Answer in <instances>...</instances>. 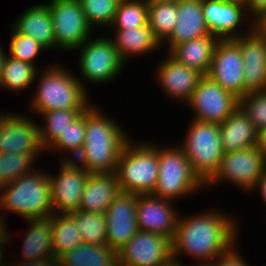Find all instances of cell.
Here are the masks:
<instances>
[{
	"instance_id": "obj_15",
	"label": "cell",
	"mask_w": 266,
	"mask_h": 266,
	"mask_svg": "<svg viewBox=\"0 0 266 266\" xmlns=\"http://www.w3.org/2000/svg\"><path fill=\"white\" fill-rule=\"evenodd\" d=\"M243 65L240 46L233 39L219 40L207 76L240 99L248 93L244 89Z\"/></svg>"
},
{
	"instance_id": "obj_41",
	"label": "cell",
	"mask_w": 266,
	"mask_h": 266,
	"mask_svg": "<svg viewBox=\"0 0 266 266\" xmlns=\"http://www.w3.org/2000/svg\"><path fill=\"white\" fill-rule=\"evenodd\" d=\"M250 21H253L266 10V0H244ZM253 17V18H252Z\"/></svg>"
},
{
	"instance_id": "obj_33",
	"label": "cell",
	"mask_w": 266,
	"mask_h": 266,
	"mask_svg": "<svg viewBox=\"0 0 266 266\" xmlns=\"http://www.w3.org/2000/svg\"><path fill=\"white\" fill-rule=\"evenodd\" d=\"M75 220L83 243L107 245L106 215L101 213L74 211L69 213Z\"/></svg>"
},
{
	"instance_id": "obj_45",
	"label": "cell",
	"mask_w": 266,
	"mask_h": 266,
	"mask_svg": "<svg viewBox=\"0 0 266 266\" xmlns=\"http://www.w3.org/2000/svg\"><path fill=\"white\" fill-rule=\"evenodd\" d=\"M254 190L260 192L259 194L266 205V167L252 192H254Z\"/></svg>"
},
{
	"instance_id": "obj_28",
	"label": "cell",
	"mask_w": 266,
	"mask_h": 266,
	"mask_svg": "<svg viewBox=\"0 0 266 266\" xmlns=\"http://www.w3.org/2000/svg\"><path fill=\"white\" fill-rule=\"evenodd\" d=\"M59 266H118L117 252L108 245L82 243L58 258Z\"/></svg>"
},
{
	"instance_id": "obj_22",
	"label": "cell",
	"mask_w": 266,
	"mask_h": 266,
	"mask_svg": "<svg viewBox=\"0 0 266 266\" xmlns=\"http://www.w3.org/2000/svg\"><path fill=\"white\" fill-rule=\"evenodd\" d=\"M119 193L115 172L90 173L85 182L79 210L105 214Z\"/></svg>"
},
{
	"instance_id": "obj_9",
	"label": "cell",
	"mask_w": 266,
	"mask_h": 266,
	"mask_svg": "<svg viewBox=\"0 0 266 266\" xmlns=\"http://www.w3.org/2000/svg\"><path fill=\"white\" fill-rule=\"evenodd\" d=\"M265 167L266 159L259 152L257 146L226 152L223 154L217 172L205 184V188L229 181L241 188L242 191L251 193Z\"/></svg>"
},
{
	"instance_id": "obj_1",
	"label": "cell",
	"mask_w": 266,
	"mask_h": 266,
	"mask_svg": "<svg viewBox=\"0 0 266 266\" xmlns=\"http://www.w3.org/2000/svg\"><path fill=\"white\" fill-rule=\"evenodd\" d=\"M232 217L215 209L180 215L171 241L173 260L178 262L185 253L201 263L212 262L226 253L239 239L237 219Z\"/></svg>"
},
{
	"instance_id": "obj_11",
	"label": "cell",
	"mask_w": 266,
	"mask_h": 266,
	"mask_svg": "<svg viewBox=\"0 0 266 266\" xmlns=\"http://www.w3.org/2000/svg\"><path fill=\"white\" fill-rule=\"evenodd\" d=\"M0 113V153L37 155L46 151L39 124L21 113ZM20 114V115H19Z\"/></svg>"
},
{
	"instance_id": "obj_7",
	"label": "cell",
	"mask_w": 266,
	"mask_h": 266,
	"mask_svg": "<svg viewBox=\"0 0 266 266\" xmlns=\"http://www.w3.org/2000/svg\"><path fill=\"white\" fill-rule=\"evenodd\" d=\"M191 122L179 146L185 152L192 171L206 184L217 172L225 153L221 144L220 126L194 119Z\"/></svg>"
},
{
	"instance_id": "obj_18",
	"label": "cell",
	"mask_w": 266,
	"mask_h": 266,
	"mask_svg": "<svg viewBox=\"0 0 266 266\" xmlns=\"http://www.w3.org/2000/svg\"><path fill=\"white\" fill-rule=\"evenodd\" d=\"M171 202L173 201L152 194H138L136 202L138 230L160 234L172 241L180 215Z\"/></svg>"
},
{
	"instance_id": "obj_25",
	"label": "cell",
	"mask_w": 266,
	"mask_h": 266,
	"mask_svg": "<svg viewBox=\"0 0 266 266\" xmlns=\"http://www.w3.org/2000/svg\"><path fill=\"white\" fill-rule=\"evenodd\" d=\"M219 126L225 153L257 146L258 131L239 106Z\"/></svg>"
},
{
	"instance_id": "obj_37",
	"label": "cell",
	"mask_w": 266,
	"mask_h": 266,
	"mask_svg": "<svg viewBox=\"0 0 266 266\" xmlns=\"http://www.w3.org/2000/svg\"><path fill=\"white\" fill-rule=\"evenodd\" d=\"M121 0H79L87 24L93 29L109 27Z\"/></svg>"
},
{
	"instance_id": "obj_6",
	"label": "cell",
	"mask_w": 266,
	"mask_h": 266,
	"mask_svg": "<svg viewBox=\"0 0 266 266\" xmlns=\"http://www.w3.org/2000/svg\"><path fill=\"white\" fill-rule=\"evenodd\" d=\"M178 146V147H177ZM158 146V181L152 195L175 201L191 196L205 184L192 171L185 152L179 146Z\"/></svg>"
},
{
	"instance_id": "obj_50",
	"label": "cell",
	"mask_w": 266,
	"mask_h": 266,
	"mask_svg": "<svg viewBox=\"0 0 266 266\" xmlns=\"http://www.w3.org/2000/svg\"><path fill=\"white\" fill-rule=\"evenodd\" d=\"M156 1L179 3L181 0H156Z\"/></svg>"
},
{
	"instance_id": "obj_24",
	"label": "cell",
	"mask_w": 266,
	"mask_h": 266,
	"mask_svg": "<svg viewBox=\"0 0 266 266\" xmlns=\"http://www.w3.org/2000/svg\"><path fill=\"white\" fill-rule=\"evenodd\" d=\"M215 35H207L175 45L168 54L177 62L188 68L197 70L203 76H207L214 50L219 42Z\"/></svg>"
},
{
	"instance_id": "obj_42",
	"label": "cell",
	"mask_w": 266,
	"mask_h": 266,
	"mask_svg": "<svg viewBox=\"0 0 266 266\" xmlns=\"http://www.w3.org/2000/svg\"><path fill=\"white\" fill-rule=\"evenodd\" d=\"M9 262L7 266H59L58 259L56 258L34 260V261L32 260L18 261L17 260V262L15 260L13 263L11 262V260H9Z\"/></svg>"
},
{
	"instance_id": "obj_32",
	"label": "cell",
	"mask_w": 266,
	"mask_h": 266,
	"mask_svg": "<svg viewBox=\"0 0 266 266\" xmlns=\"http://www.w3.org/2000/svg\"><path fill=\"white\" fill-rule=\"evenodd\" d=\"M85 131H86V111L82 112L70 125L68 128L46 148V151L57 150L60 153L70 155V158L63 157L62 160H73L81 152L84 141H85ZM72 154V156H71ZM74 157V158H73Z\"/></svg>"
},
{
	"instance_id": "obj_31",
	"label": "cell",
	"mask_w": 266,
	"mask_h": 266,
	"mask_svg": "<svg viewBox=\"0 0 266 266\" xmlns=\"http://www.w3.org/2000/svg\"><path fill=\"white\" fill-rule=\"evenodd\" d=\"M178 3L148 0V26L162 43L177 21Z\"/></svg>"
},
{
	"instance_id": "obj_47",
	"label": "cell",
	"mask_w": 266,
	"mask_h": 266,
	"mask_svg": "<svg viewBox=\"0 0 266 266\" xmlns=\"http://www.w3.org/2000/svg\"><path fill=\"white\" fill-rule=\"evenodd\" d=\"M4 51L5 50L0 45V80H1V77H2L3 63H4V60H5V57H6V53Z\"/></svg>"
},
{
	"instance_id": "obj_5",
	"label": "cell",
	"mask_w": 266,
	"mask_h": 266,
	"mask_svg": "<svg viewBox=\"0 0 266 266\" xmlns=\"http://www.w3.org/2000/svg\"><path fill=\"white\" fill-rule=\"evenodd\" d=\"M158 143L139 142L130 138L124 146L116 167L121 192L152 194L158 181Z\"/></svg>"
},
{
	"instance_id": "obj_49",
	"label": "cell",
	"mask_w": 266,
	"mask_h": 266,
	"mask_svg": "<svg viewBox=\"0 0 266 266\" xmlns=\"http://www.w3.org/2000/svg\"><path fill=\"white\" fill-rule=\"evenodd\" d=\"M192 266H213V264L211 262H202L199 264L197 263V265H192Z\"/></svg>"
},
{
	"instance_id": "obj_35",
	"label": "cell",
	"mask_w": 266,
	"mask_h": 266,
	"mask_svg": "<svg viewBox=\"0 0 266 266\" xmlns=\"http://www.w3.org/2000/svg\"><path fill=\"white\" fill-rule=\"evenodd\" d=\"M148 0H121L110 28L132 29L148 24Z\"/></svg>"
},
{
	"instance_id": "obj_8",
	"label": "cell",
	"mask_w": 266,
	"mask_h": 266,
	"mask_svg": "<svg viewBox=\"0 0 266 266\" xmlns=\"http://www.w3.org/2000/svg\"><path fill=\"white\" fill-rule=\"evenodd\" d=\"M92 38L91 36L74 50H80L78 67L83 79L77 78L85 89L86 82L99 85L112 81L120 76L125 67V62L120 58L112 38L103 35Z\"/></svg>"
},
{
	"instance_id": "obj_44",
	"label": "cell",
	"mask_w": 266,
	"mask_h": 266,
	"mask_svg": "<svg viewBox=\"0 0 266 266\" xmlns=\"http://www.w3.org/2000/svg\"><path fill=\"white\" fill-rule=\"evenodd\" d=\"M253 29L266 37V10L254 20Z\"/></svg>"
},
{
	"instance_id": "obj_14",
	"label": "cell",
	"mask_w": 266,
	"mask_h": 266,
	"mask_svg": "<svg viewBox=\"0 0 266 266\" xmlns=\"http://www.w3.org/2000/svg\"><path fill=\"white\" fill-rule=\"evenodd\" d=\"M59 172L48 174L51 185L52 210L68 214L79 210L85 182L90 174L74 160H61Z\"/></svg>"
},
{
	"instance_id": "obj_17",
	"label": "cell",
	"mask_w": 266,
	"mask_h": 266,
	"mask_svg": "<svg viewBox=\"0 0 266 266\" xmlns=\"http://www.w3.org/2000/svg\"><path fill=\"white\" fill-rule=\"evenodd\" d=\"M137 198L138 194L120 191L106 210L107 245L116 252L139 231Z\"/></svg>"
},
{
	"instance_id": "obj_3",
	"label": "cell",
	"mask_w": 266,
	"mask_h": 266,
	"mask_svg": "<svg viewBox=\"0 0 266 266\" xmlns=\"http://www.w3.org/2000/svg\"><path fill=\"white\" fill-rule=\"evenodd\" d=\"M55 63V64H54ZM37 72L38 86L29 102L34 113L53 110L88 109L92 104L87 90L66 66L56 62ZM40 75V76H39Z\"/></svg>"
},
{
	"instance_id": "obj_19",
	"label": "cell",
	"mask_w": 266,
	"mask_h": 266,
	"mask_svg": "<svg viewBox=\"0 0 266 266\" xmlns=\"http://www.w3.org/2000/svg\"><path fill=\"white\" fill-rule=\"evenodd\" d=\"M233 40L240 46L243 58L244 89L247 92L266 90V37L253 29Z\"/></svg>"
},
{
	"instance_id": "obj_46",
	"label": "cell",
	"mask_w": 266,
	"mask_h": 266,
	"mask_svg": "<svg viewBox=\"0 0 266 266\" xmlns=\"http://www.w3.org/2000/svg\"><path fill=\"white\" fill-rule=\"evenodd\" d=\"M257 148L259 152L266 159V128L258 131L257 134Z\"/></svg>"
},
{
	"instance_id": "obj_2",
	"label": "cell",
	"mask_w": 266,
	"mask_h": 266,
	"mask_svg": "<svg viewBox=\"0 0 266 266\" xmlns=\"http://www.w3.org/2000/svg\"><path fill=\"white\" fill-rule=\"evenodd\" d=\"M92 104L86 110L85 141L73 159L89 173L115 172L120 154L129 137L115 120Z\"/></svg>"
},
{
	"instance_id": "obj_12",
	"label": "cell",
	"mask_w": 266,
	"mask_h": 266,
	"mask_svg": "<svg viewBox=\"0 0 266 266\" xmlns=\"http://www.w3.org/2000/svg\"><path fill=\"white\" fill-rule=\"evenodd\" d=\"M186 105L194 110L192 119L221 124L239 106V99L203 76Z\"/></svg>"
},
{
	"instance_id": "obj_43",
	"label": "cell",
	"mask_w": 266,
	"mask_h": 266,
	"mask_svg": "<svg viewBox=\"0 0 266 266\" xmlns=\"http://www.w3.org/2000/svg\"><path fill=\"white\" fill-rule=\"evenodd\" d=\"M7 230L8 229L4 225L0 228V266H7V264H8V261L6 262L4 260V257L6 256V254H4V252L7 249V247H5V245L8 243H11L10 242L11 236L9 235L10 232Z\"/></svg>"
},
{
	"instance_id": "obj_48",
	"label": "cell",
	"mask_w": 266,
	"mask_h": 266,
	"mask_svg": "<svg viewBox=\"0 0 266 266\" xmlns=\"http://www.w3.org/2000/svg\"><path fill=\"white\" fill-rule=\"evenodd\" d=\"M181 260L179 259V261L177 262V261H174V260H172L170 263H168L167 265H165V266H185V265H183V263H182V261L180 262Z\"/></svg>"
},
{
	"instance_id": "obj_20",
	"label": "cell",
	"mask_w": 266,
	"mask_h": 266,
	"mask_svg": "<svg viewBox=\"0 0 266 266\" xmlns=\"http://www.w3.org/2000/svg\"><path fill=\"white\" fill-rule=\"evenodd\" d=\"M156 67L158 85L162 92L176 101L187 103L203 77L197 70L177 62L169 54ZM164 90V91H163Z\"/></svg>"
},
{
	"instance_id": "obj_27",
	"label": "cell",
	"mask_w": 266,
	"mask_h": 266,
	"mask_svg": "<svg viewBox=\"0 0 266 266\" xmlns=\"http://www.w3.org/2000/svg\"><path fill=\"white\" fill-rule=\"evenodd\" d=\"M26 221L31 224L23 239L21 261L54 258L50 218L26 219Z\"/></svg>"
},
{
	"instance_id": "obj_36",
	"label": "cell",
	"mask_w": 266,
	"mask_h": 266,
	"mask_svg": "<svg viewBox=\"0 0 266 266\" xmlns=\"http://www.w3.org/2000/svg\"><path fill=\"white\" fill-rule=\"evenodd\" d=\"M35 156L0 153V188L34 171Z\"/></svg>"
},
{
	"instance_id": "obj_38",
	"label": "cell",
	"mask_w": 266,
	"mask_h": 266,
	"mask_svg": "<svg viewBox=\"0 0 266 266\" xmlns=\"http://www.w3.org/2000/svg\"><path fill=\"white\" fill-rule=\"evenodd\" d=\"M11 41L9 44V56L14 59L29 62L36 67L35 59L39 56L40 51H49L43 45H41L34 38L18 33L13 27H11Z\"/></svg>"
},
{
	"instance_id": "obj_23",
	"label": "cell",
	"mask_w": 266,
	"mask_h": 266,
	"mask_svg": "<svg viewBox=\"0 0 266 266\" xmlns=\"http://www.w3.org/2000/svg\"><path fill=\"white\" fill-rule=\"evenodd\" d=\"M12 27L38 41L46 49H56L51 11L47 2L32 5L21 14Z\"/></svg>"
},
{
	"instance_id": "obj_16",
	"label": "cell",
	"mask_w": 266,
	"mask_h": 266,
	"mask_svg": "<svg viewBox=\"0 0 266 266\" xmlns=\"http://www.w3.org/2000/svg\"><path fill=\"white\" fill-rule=\"evenodd\" d=\"M206 25L212 35L220 40L241 37L253 30L249 22L246 33L238 31L244 20L250 18L243 0H201ZM249 17V18H248Z\"/></svg>"
},
{
	"instance_id": "obj_4",
	"label": "cell",
	"mask_w": 266,
	"mask_h": 266,
	"mask_svg": "<svg viewBox=\"0 0 266 266\" xmlns=\"http://www.w3.org/2000/svg\"><path fill=\"white\" fill-rule=\"evenodd\" d=\"M36 169L21 178L0 188V221L6 225L5 213L13 212L23 219H42L51 217V185L48 173ZM4 218V219H3Z\"/></svg>"
},
{
	"instance_id": "obj_34",
	"label": "cell",
	"mask_w": 266,
	"mask_h": 266,
	"mask_svg": "<svg viewBox=\"0 0 266 266\" xmlns=\"http://www.w3.org/2000/svg\"><path fill=\"white\" fill-rule=\"evenodd\" d=\"M87 109L53 110L41 113L44 120L39 124L42 145L47 148L57 137L62 134L82 112Z\"/></svg>"
},
{
	"instance_id": "obj_13",
	"label": "cell",
	"mask_w": 266,
	"mask_h": 266,
	"mask_svg": "<svg viewBox=\"0 0 266 266\" xmlns=\"http://www.w3.org/2000/svg\"><path fill=\"white\" fill-rule=\"evenodd\" d=\"M119 266H165L173 260L171 240L138 231L118 252Z\"/></svg>"
},
{
	"instance_id": "obj_39",
	"label": "cell",
	"mask_w": 266,
	"mask_h": 266,
	"mask_svg": "<svg viewBox=\"0 0 266 266\" xmlns=\"http://www.w3.org/2000/svg\"><path fill=\"white\" fill-rule=\"evenodd\" d=\"M239 107L249 117L257 131L266 128V90L248 92L239 99Z\"/></svg>"
},
{
	"instance_id": "obj_29",
	"label": "cell",
	"mask_w": 266,
	"mask_h": 266,
	"mask_svg": "<svg viewBox=\"0 0 266 266\" xmlns=\"http://www.w3.org/2000/svg\"><path fill=\"white\" fill-rule=\"evenodd\" d=\"M49 218L52 226V247L54 258L58 259L64 253L83 243L76 222L69 213H54Z\"/></svg>"
},
{
	"instance_id": "obj_26",
	"label": "cell",
	"mask_w": 266,
	"mask_h": 266,
	"mask_svg": "<svg viewBox=\"0 0 266 266\" xmlns=\"http://www.w3.org/2000/svg\"><path fill=\"white\" fill-rule=\"evenodd\" d=\"M115 32V36L112 35V40L124 62H127L126 59L129 56L152 54V51L160 49L161 43L154 36L148 24L132 29H117Z\"/></svg>"
},
{
	"instance_id": "obj_21",
	"label": "cell",
	"mask_w": 266,
	"mask_h": 266,
	"mask_svg": "<svg viewBox=\"0 0 266 266\" xmlns=\"http://www.w3.org/2000/svg\"><path fill=\"white\" fill-rule=\"evenodd\" d=\"M211 35L203 15L201 0H181L171 34L161 43L170 51L175 45Z\"/></svg>"
},
{
	"instance_id": "obj_10",
	"label": "cell",
	"mask_w": 266,
	"mask_h": 266,
	"mask_svg": "<svg viewBox=\"0 0 266 266\" xmlns=\"http://www.w3.org/2000/svg\"><path fill=\"white\" fill-rule=\"evenodd\" d=\"M47 5L57 50L74 51L93 35L79 0H50Z\"/></svg>"
},
{
	"instance_id": "obj_40",
	"label": "cell",
	"mask_w": 266,
	"mask_h": 266,
	"mask_svg": "<svg viewBox=\"0 0 266 266\" xmlns=\"http://www.w3.org/2000/svg\"><path fill=\"white\" fill-rule=\"evenodd\" d=\"M237 245H233L226 253L216 257L211 263L213 266H249L239 251L236 249ZM241 255V256H240Z\"/></svg>"
},
{
	"instance_id": "obj_30",
	"label": "cell",
	"mask_w": 266,
	"mask_h": 266,
	"mask_svg": "<svg viewBox=\"0 0 266 266\" xmlns=\"http://www.w3.org/2000/svg\"><path fill=\"white\" fill-rule=\"evenodd\" d=\"M37 67L29 62L12 58L6 54L0 87L7 88L9 91H21L29 89L31 84L37 80Z\"/></svg>"
}]
</instances>
